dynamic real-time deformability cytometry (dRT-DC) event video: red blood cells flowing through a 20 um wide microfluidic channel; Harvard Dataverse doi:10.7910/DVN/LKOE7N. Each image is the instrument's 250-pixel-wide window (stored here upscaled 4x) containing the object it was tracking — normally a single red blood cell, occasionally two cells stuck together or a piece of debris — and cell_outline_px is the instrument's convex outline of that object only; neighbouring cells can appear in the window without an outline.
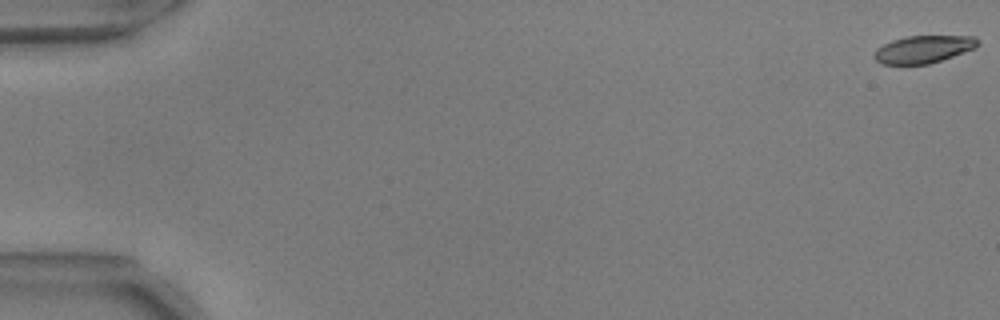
{"species": "common noctule bat (a hibernating species)", "species_latin": "Nyctalus noctula", "temperature_condition": "warm", "stored_images_in_passage": 10, "camera_frame_rate_fps": 3000, "um_per_image_px": 0.085, "animal": {"sex": "male", "body_mass_g": 17.9, "forearm_length_mm": 54.2}, "frame": {"image": 1, "passage_image": 1, "time_ms": 0.0, "image_size_px": [1000, 320], "cell_outline_px": [[980, 44], [976, 48], [928, 64], [880, 64], [872, 56], [876, 48], [892, 40], [908, 36], [976, 36], [980, 40]], "centroid_in_image_um": [78.5, 4.18], "position_along_channel_um": 6.5, "area_um2": 16.65}}